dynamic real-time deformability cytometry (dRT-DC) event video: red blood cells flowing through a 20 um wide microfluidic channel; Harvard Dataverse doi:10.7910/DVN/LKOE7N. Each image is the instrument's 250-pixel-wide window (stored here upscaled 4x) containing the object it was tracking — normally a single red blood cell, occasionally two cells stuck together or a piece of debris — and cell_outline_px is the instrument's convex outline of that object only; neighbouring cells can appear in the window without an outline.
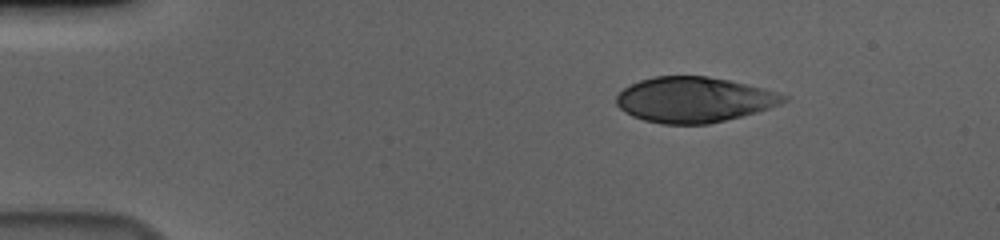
{"species": "human", "species_latin": "Homo sapiens", "temperature_condition": "cold", "stored_images_in_passage": 48, "camera_frame_rate_fps": 3000, "um_per_image_px": 0.085, "donor": {"sex": "male"}, "frame": {"image": 1, "passage_image": 1, "time_ms": 0.0, "image_size_px": [1000, 240], "cell_outline_px": [[788, 100], [780, 104], [756, 112], [708, 124], [660, 124], [644, 120], [632, 116], [624, 112], [616, 104], [616, 96], [624, 88], [640, 80], [656, 76], [708, 76], [728, 80], [764, 88], [788, 96]], "centroid_in_image_um": [58.97, 8.47], "position_along_channel_um": 26.0, "area_um2": 44.04}}
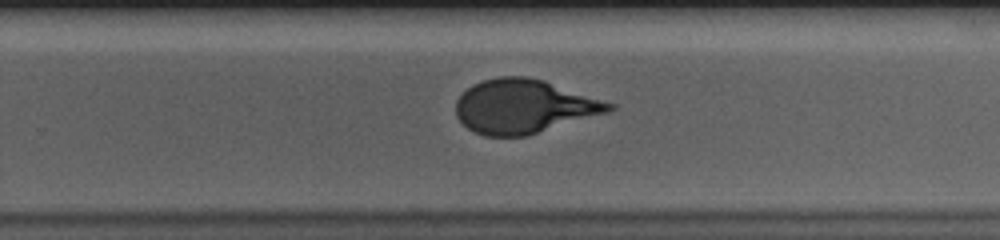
{"frame": {"image": 2, "passage_image": 29, "time_ms": 9.333, "image_size_px": [1000, 240], "cell_outline_px": [[616, 108], [608, 112], [528, 136], [484, 136], [468, 128], [456, 116], [456, 100], [472, 84], [484, 80], [500, 76], [528, 76], [544, 80], [616, 104]], "centroid_in_image_um": [44.55, 9.04], "position_along_channel_um": 285.3, "area_um2": 48.09}}
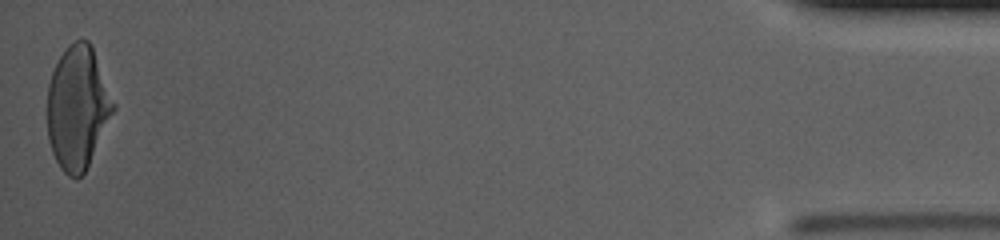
{"frame": {"image": 3, "passage_image": 48, "time_ms": 15.667, "image_size_px": [1000, 240], "cell_outline_px": [[116, 108], [84, 172], [76, 180], [68, 176], [60, 168], [52, 152], [48, 140], [48, 84], [52, 72], [60, 56], [68, 44], [76, 40], [88, 40], [92, 44], [116, 104]], "centroid_in_image_um": [6.61, 9.12], "position_along_channel_um": 428.6, "area_um2": 47.45}, "authors_computed_cell_mechanics": {"area_um2": 48.0896, "velocity_mm_per_s": 3.6462, "shape_relaxation_time_tau1_ms": 4.8914, "shape_relaxation_time_tau2_ms": null, "deformation_change_tau1": 0.2043, "deformation_change_tau2": null}}